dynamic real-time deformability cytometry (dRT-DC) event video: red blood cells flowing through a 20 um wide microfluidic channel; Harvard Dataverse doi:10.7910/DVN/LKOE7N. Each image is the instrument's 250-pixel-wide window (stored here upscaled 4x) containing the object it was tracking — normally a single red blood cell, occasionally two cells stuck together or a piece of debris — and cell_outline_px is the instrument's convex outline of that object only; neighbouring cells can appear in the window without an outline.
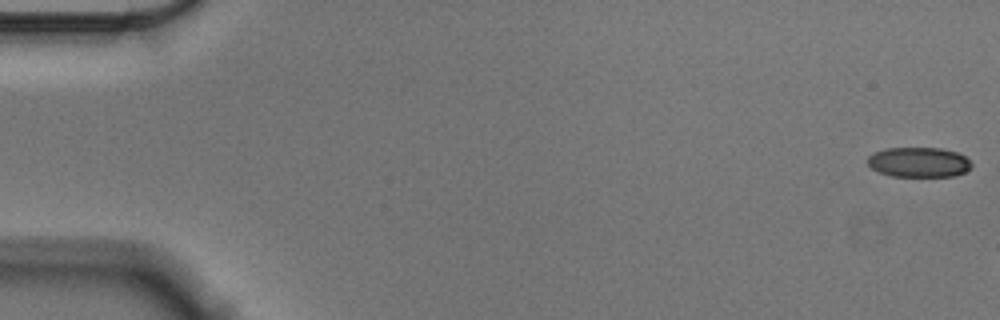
{"species": "Egyptian fruit bat (a non-hibernating species)", "species_latin": "Rousettus aegyptiacus", "temperature_condition": "cold", "stored_images_in_passage": 8, "camera_frame_rate_fps": 3000, "um_per_image_px": 0.085, "animal": {"sex": "male"}, "frame": {"image": 1, "passage_image": 1, "time_ms": 0.0, "image_size_px": [1000, 320], "cell_outline_px": [[972, 168], [956, 176], [892, 176], [880, 172], [872, 168], [868, 164], [868, 156], [872, 152], [884, 148], [940, 148], [956, 152], [964, 156], [972, 164]], "centroid_in_image_um": [78.09, 13.78], "position_along_channel_um": 6.9, "area_um2": 18.15}}